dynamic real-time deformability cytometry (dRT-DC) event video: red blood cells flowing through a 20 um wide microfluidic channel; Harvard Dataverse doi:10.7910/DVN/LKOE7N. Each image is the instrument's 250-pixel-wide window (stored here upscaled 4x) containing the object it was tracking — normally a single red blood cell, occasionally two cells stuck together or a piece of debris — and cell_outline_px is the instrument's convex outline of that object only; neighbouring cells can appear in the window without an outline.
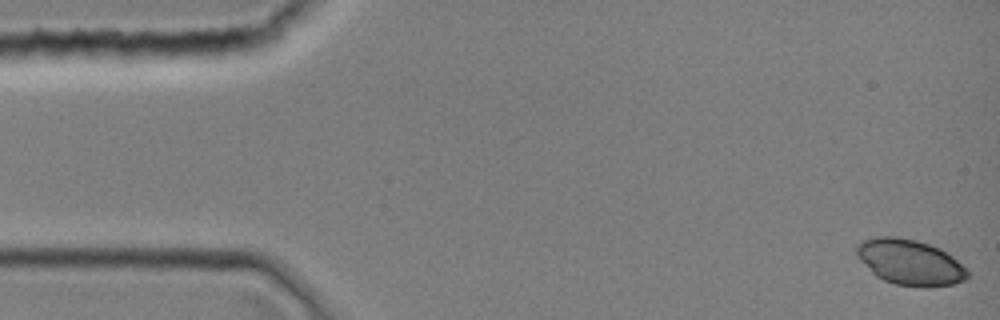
{"species": "common noctule bat (a hibernating species)", "species_latin": "Nyctalus noctula", "temperature_condition": "room temperature", "stored_images_in_passage": 39, "camera_frame_rate_fps": 3000, "um_per_image_px": 0.085, "animal": {"sex": "female", "body_mass_g": 19.0, "forearm_length_mm": 51.5}, "frame": {"image": 1, "passage_image": 1, "time_ms": 0.0, "image_size_px": [1000, 320], "cell_outline_px": [[968, 280], [952, 284], [924, 288], [920, 288], [896, 284], [884, 280], [876, 276], [856, 256], [856, 244], [864, 240], [876, 236], [896, 236], [916, 240], [940, 248], [952, 256], [968, 268]], "centroid_in_image_um": [77.36, 22.3], "position_along_channel_um": 7.6, "area_um2": 29.77}}
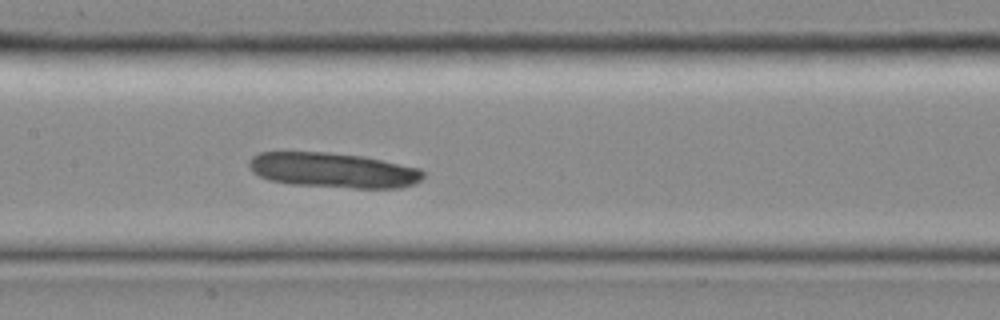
{"frame": {"image": 2, "passage_image": 19, "time_ms": 6.0, "image_size_px": [1000, 320], "cell_outline_px": [[424, 176], [420, 180], [412, 184], [400, 188], [352, 188], [288, 184], [268, 180], [252, 172], [248, 168], [248, 160], [252, 156], [260, 152], [328, 152], [364, 156], [420, 168], [424, 172]], "centroid_in_image_um": [28.29, 14.47], "position_along_channel_um": 179.1, "area_um2": 35.89}}
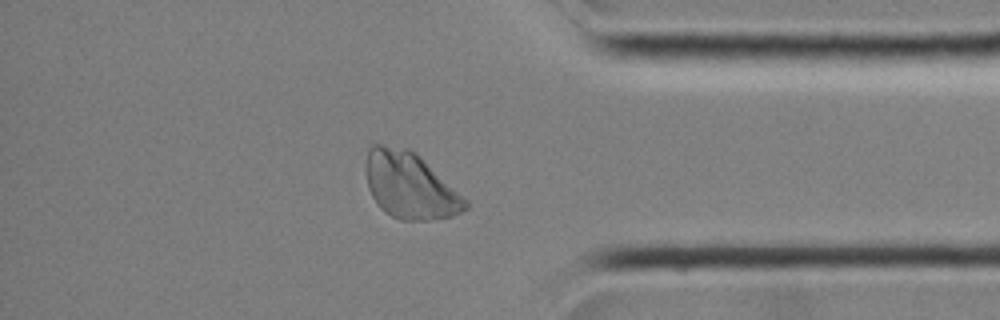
{"frame": {"image": 3, "passage_image": 33, "time_ms": 10.667, "image_size_px": [1000, 320], "cell_outline_px": [[468, 208], [452, 216], [428, 220], [400, 220], [384, 212], [380, 208], [372, 196], [368, 188], [364, 168], [364, 164], [368, 148], [372, 144], [384, 144], [408, 148], [416, 152], [468, 200]], "centroid_in_image_um": [34.81, 15.75], "position_along_channel_um": 400.4, "area_um2": 38.9}}